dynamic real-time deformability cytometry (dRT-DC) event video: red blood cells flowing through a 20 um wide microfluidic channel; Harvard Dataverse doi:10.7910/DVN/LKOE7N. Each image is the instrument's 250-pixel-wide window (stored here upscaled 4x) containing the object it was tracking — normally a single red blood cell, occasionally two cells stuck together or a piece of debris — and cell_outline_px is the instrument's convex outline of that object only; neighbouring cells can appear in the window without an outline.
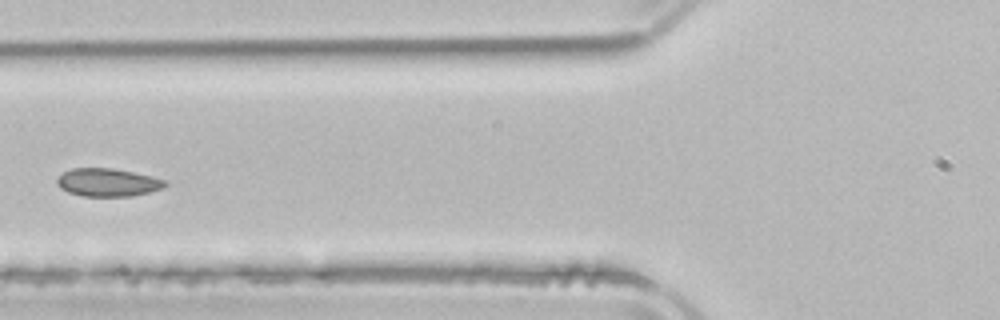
{"species": "common noctule bat (a hibernating species)", "species_latin": "Nyctalus noctula", "temperature_condition": "room temperature", "stored_images_in_passage": 4, "camera_frame_rate_fps": 3000, "um_per_image_px": 0.085, "animal": {"sex": "male", "body_mass_g": 21.5, "forearm_length_mm": 52.0}, "frame": {"image": 1, "passage_image": 4, "time_ms": 5.0, "image_size_px": [1000, 320], "cell_outline_px": [[168, 184], [164, 188], [132, 196], [84, 196], [68, 192], [60, 188], [56, 184], [56, 180], [64, 172], [72, 168], [112, 168], [152, 176], [168, 180]], "centroid_in_image_um": [9.18, 15.5], "position_along_channel_um": 116.6, "area_um2": 17.69}}